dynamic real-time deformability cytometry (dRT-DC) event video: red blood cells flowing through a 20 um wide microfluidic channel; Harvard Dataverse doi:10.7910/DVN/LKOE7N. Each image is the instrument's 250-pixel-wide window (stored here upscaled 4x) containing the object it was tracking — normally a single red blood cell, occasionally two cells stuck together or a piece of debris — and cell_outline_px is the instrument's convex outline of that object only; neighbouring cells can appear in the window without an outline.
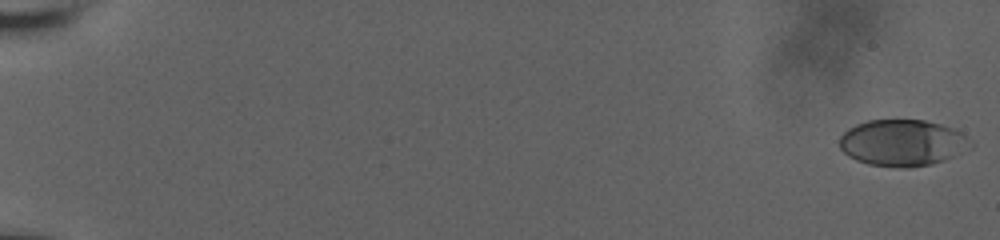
{"species": "human", "species_latin": "Homo sapiens", "temperature_condition": "room temperature", "stored_images_in_passage": 32, "camera_frame_rate_fps": 3000, "um_per_image_px": 0.085, "donor": {"sex": "male"}, "frame": {"image": 1, "passage_image": 1, "time_ms": 0.0, "image_size_px": [1000, 240], "cell_outline_px": [[964, 136], [952, 156], [944, 160], [932, 164], [908, 168], [900, 168], [868, 164], [856, 160], [848, 156], [840, 148], [840, 136], [848, 128], [856, 124], [868, 120], [924, 120], [940, 124], [952, 128], [960, 132]], "centroid_in_image_um": [76.5, 12.13], "position_along_channel_um": 8.5, "area_um2": 34.22}}
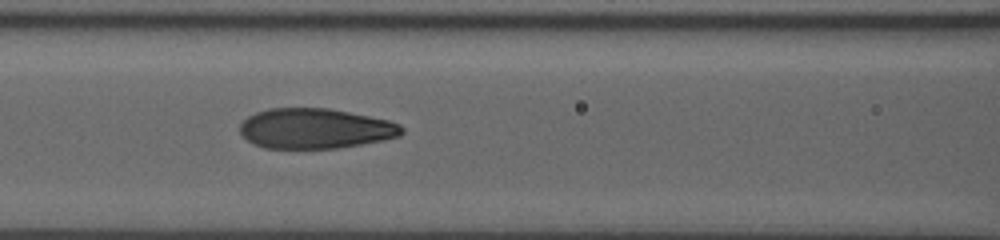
{"frame": {"image": 2, "passage_image": 19, "time_ms": 9.333, "image_size_px": [1000, 240], "cell_outline_px": [[404, 132], [400, 136], [384, 140], [336, 148], [264, 148], [248, 140], [240, 132], [240, 124], [248, 116], [256, 112], [268, 108], [328, 108], [388, 120], [400, 124], [404, 128]], "centroid_in_image_um": [26.8, 10.92], "position_along_channel_um": 139.8, "area_um2": 37.74}}
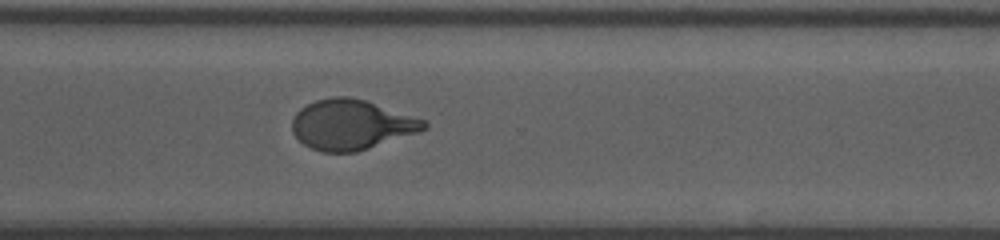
{"frame": {"image": 3, "passage_image": 32, "time_ms": 14.667, "image_size_px": [1000, 240], "cell_outline_px": [[428, 128], [420, 132], [356, 152], [320, 152], [304, 144], [292, 132], [292, 116], [300, 108], [316, 100], [332, 96], [348, 96], [364, 100], [424, 120], [428, 124]], "centroid_in_image_um": [29.84, 10.6], "position_along_channel_um": 340.8, "area_um2": 38.32}}